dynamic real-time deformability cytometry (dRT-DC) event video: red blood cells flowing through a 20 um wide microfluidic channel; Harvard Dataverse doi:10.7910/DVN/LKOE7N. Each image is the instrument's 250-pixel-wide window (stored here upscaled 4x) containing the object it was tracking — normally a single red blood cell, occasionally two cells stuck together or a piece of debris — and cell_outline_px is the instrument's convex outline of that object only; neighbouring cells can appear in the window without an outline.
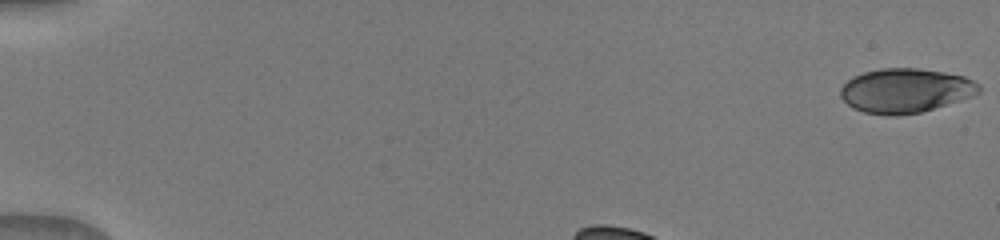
{"species": "human", "species_latin": "Homo sapiens", "temperature_condition": "warm", "stored_images_in_passage": 39, "camera_frame_rate_fps": 3000, "um_per_image_px": 0.085, "donor": {"sex": "male"}, "frame": {"image": 1, "passage_image": 1, "time_ms": 0.0, "image_size_px": [1000, 240], "cell_outline_px": [[980, 92], [972, 96], [960, 100], [920, 112], [896, 116], [888, 116], [864, 112], [852, 108], [840, 96], [840, 88], [852, 76], [864, 72], [880, 68], [916, 68], [944, 72], [964, 76], [980, 84]], "centroid_in_image_um": [76.94, 7.7], "position_along_channel_um": 8.1, "area_um2": 35.78}}
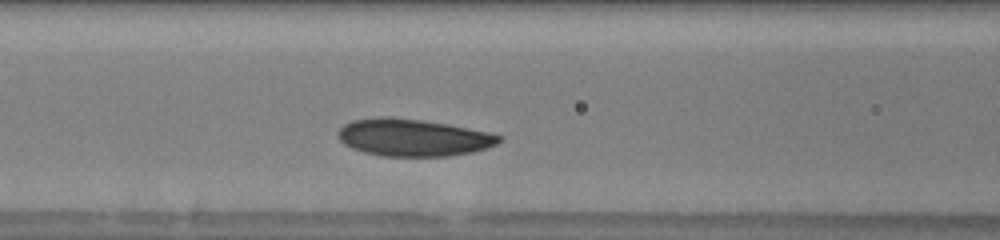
{"frame": {"image": 2, "passage_image": 16, "time_ms": 4.667, "image_size_px": [1000, 240], "cell_outline_px": [[504, 140], [496, 144], [472, 152], [448, 156], [380, 156], [364, 152], [352, 148], [344, 144], [336, 136], [336, 132], [344, 124], [352, 120], [388, 116], [420, 120], [448, 124], [488, 132], [504, 136]], "centroid_in_image_um": [35.1, 11.69], "position_along_channel_um": 131.5, "area_um2": 34.97}}
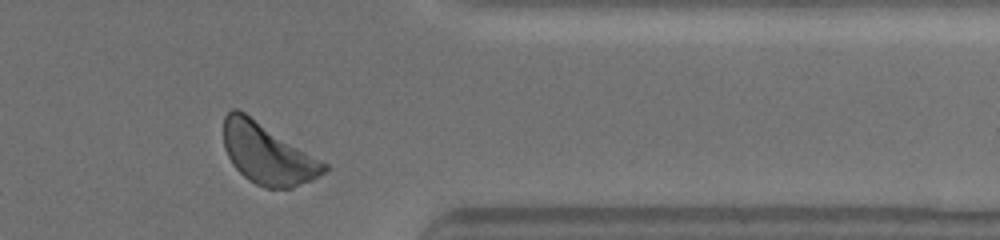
{"frame": {"image": 3, "passage_image": 33, "time_ms": 11.333, "image_size_px": [1000, 240], "cell_outline_px": [[328, 168], [324, 172], [312, 180], [292, 188], [264, 188], [248, 180], [232, 164], [224, 148], [224, 116], [232, 108], [236, 108], [244, 112], [328, 164]], "centroid_in_image_um": [22.72, 13.08], "position_along_channel_um": 388.7, "area_um2": 35.26}}